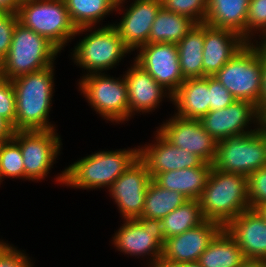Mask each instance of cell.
Returning <instances> with one entry per match:
<instances>
[{"label": "cell", "mask_w": 266, "mask_h": 267, "mask_svg": "<svg viewBox=\"0 0 266 267\" xmlns=\"http://www.w3.org/2000/svg\"><path fill=\"white\" fill-rule=\"evenodd\" d=\"M257 36L259 37L257 38ZM246 41L266 42V0H250L249 2Z\"/></svg>", "instance_id": "32"}, {"label": "cell", "mask_w": 266, "mask_h": 267, "mask_svg": "<svg viewBox=\"0 0 266 267\" xmlns=\"http://www.w3.org/2000/svg\"><path fill=\"white\" fill-rule=\"evenodd\" d=\"M195 24L190 17L176 14L162 6L152 24L148 43L178 44Z\"/></svg>", "instance_id": "26"}, {"label": "cell", "mask_w": 266, "mask_h": 267, "mask_svg": "<svg viewBox=\"0 0 266 267\" xmlns=\"http://www.w3.org/2000/svg\"><path fill=\"white\" fill-rule=\"evenodd\" d=\"M256 210L259 212V214L263 217V219L266 221V204L260 205L256 208Z\"/></svg>", "instance_id": "45"}, {"label": "cell", "mask_w": 266, "mask_h": 267, "mask_svg": "<svg viewBox=\"0 0 266 267\" xmlns=\"http://www.w3.org/2000/svg\"><path fill=\"white\" fill-rule=\"evenodd\" d=\"M174 114L185 119H200L210 111L208 76L188 78L172 95Z\"/></svg>", "instance_id": "22"}, {"label": "cell", "mask_w": 266, "mask_h": 267, "mask_svg": "<svg viewBox=\"0 0 266 267\" xmlns=\"http://www.w3.org/2000/svg\"><path fill=\"white\" fill-rule=\"evenodd\" d=\"M204 23L194 27L177 44L182 76L203 78Z\"/></svg>", "instance_id": "25"}, {"label": "cell", "mask_w": 266, "mask_h": 267, "mask_svg": "<svg viewBox=\"0 0 266 267\" xmlns=\"http://www.w3.org/2000/svg\"><path fill=\"white\" fill-rule=\"evenodd\" d=\"M250 0H208L204 23L230 29L246 40V22Z\"/></svg>", "instance_id": "24"}, {"label": "cell", "mask_w": 266, "mask_h": 267, "mask_svg": "<svg viewBox=\"0 0 266 267\" xmlns=\"http://www.w3.org/2000/svg\"><path fill=\"white\" fill-rule=\"evenodd\" d=\"M156 128V131L173 146L197 155L205 163H214L217 142L203 128L199 119H185L174 114Z\"/></svg>", "instance_id": "12"}, {"label": "cell", "mask_w": 266, "mask_h": 267, "mask_svg": "<svg viewBox=\"0 0 266 267\" xmlns=\"http://www.w3.org/2000/svg\"><path fill=\"white\" fill-rule=\"evenodd\" d=\"M60 51L45 37L17 22L7 56L1 61V78L13 80L53 64Z\"/></svg>", "instance_id": "5"}, {"label": "cell", "mask_w": 266, "mask_h": 267, "mask_svg": "<svg viewBox=\"0 0 266 267\" xmlns=\"http://www.w3.org/2000/svg\"><path fill=\"white\" fill-rule=\"evenodd\" d=\"M17 22V13L0 11V63L8 54Z\"/></svg>", "instance_id": "37"}, {"label": "cell", "mask_w": 266, "mask_h": 267, "mask_svg": "<svg viewBox=\"0 0 266 267\" xmlns=\"http://www.w3.org/2000/svg\"><path fill=\"white\" fill-rule=\"evenodd\" d=\"M24 164V180L42 181L61 155L62 139L57 130L15 131Z\"/></svg>", "instance_id": "11"}, {"label": "cell", "mask_w": 266, "mask_h": 267, "mask_svg": "<svg viewBox=\"0 0 266 267\" xmlns=\"http://www.w3.org/2000/svg\"><path fill=\"white\" fill-rule=\"evenodd\" d=\"M152 181L147 165L138 157L107 190L109 197L124 219H135L142 215L148 185Z\"/></svg>", "instance_id": "13"}, {"label": "cell", "mask_w": 266, "mask_h": 267, "mask_svg": "<svg viewBox=\"0 0 266 267\" xmlns=\"http://www.w3.org/2000/svg\"><path fill=\"white\" fill-rule=\"evenodd\" d=\"M77 81L80 95L102 119L115 125L129 121L127 83L123 75L116 78L106 72L91 73Z\"/></svg>", "instance_id": "8"}, {"label": "cell", "mask_w": 266, "mask_h": 267, "mask_svg": "<svg viewBox=\"0 0 266 267\" xmlns=\"http://www.w3.org/2000/svg\"><path fill=\"white\" fill-rule=\"evenodd\" d=\"M151 143L139 145V158L147 165L152 178L162 172L202 166L197 155L170 144L157 131Z\"/></svg>", "instance_id": "19"}, {"label": "cell", "mask_w": 266, "mask_h": 267, "mask_svg": "<svg viewBox=\"0 0 266 267\" xmlns=\"http://www.w3.org/2000/svg\"><path fill=\"white\" fill-rule=\"evenodd\" d=\"M116 4H118V3H121V2H123V1H127V0H113Z\"/></svg>", "instance_id": "46"}, {"label": "cell", "mask_w": 266, "mask_h": 267, "mask_svg": "<svg viewBox=\"0 0 266 267\" xmlns=\"http://www.w3.org/2000/svg\"><path fill=\"white\" fill-rule=\"evenodd\" d=\"M266 108V42H262V87L258 104L259 114Z\"/></svg>", "instance_id": "39"}, {"label": "cell", "mask_w": 266, "mask_h": 267, "mask_svg": "<svg viewBox=\"0 0 266 267\" xmlns=\"http://www.w3.org/2000/svg\"><path fill=\"white\" fill-rule=\"evenodd\" d=\"M14 133L13 125L0 116V143L13 139Z\"/></svg>", "instance_id": "40"}, {"label": "cell", "mask_w": 266, "mask_h": 267, "mask_svg": "<svg viewBox=\"0 0 266 267\" xmlns=\"http://www.w3.org/2000/svg\"><path fill=\"white\" fill-rule=\"evenodd\" d=\"M246 259L266 261V221L256 209L243 211L224 227Z\"/></svg>", "instance_id": "20"}, {"label": "cell", "mask_w": 266, "mask_h": 267, "mask_svg": "<svg viewBox=\"0 0 266 267\" xmlns=\"http://www.w3.org/2000/svg\"><path fill=\"white\" fill-rule=\"evenodd\" d=\"M213 164L156 174L152 180L160 187L182 193L187 199L198 200L206 186Z\"/></svg>", "instance_id": "23"}, {"label": "cell", "mask_w": 266, "mask_h": 267, "mask_svg": "<svg viewBox=\"0 0 266 267\" xmlns=\"http://www.w3.org/2000/svg\"><path fill=\"white\" fill-rule=\"evenodd\" d=\"M157 267H166V266L159 265ZM168 267H203V266L198 261H193V262H182Z\"/></svg>", "instance_id": "43"}, {"label": "cell", "mask_w": 266, "mask_h": 267, "mask_svg": "<svg viewBox=\"0 0 266 267\" xmlns=\"http://www.w3.org/2000/svg\"><path fill=\"white\" fill-rule=\"evenodd\" d=\"M259 128L266 135V108L260 113Z\"/></svg>", "instance_id": "44"}, {"label": "cell", "mask_w": 266, "mask_h": 267, "mask_svg": "<svg viewBox=\"0 0 266 267\" xmlns=\"http://www.w3.org/2000/svg\"><path fill=\"white\" fill-rule=\"evenodd\" d=\"M0 116L8 120L15 130L16 97L11 80L0 78Z\"/></svg>", "instance_id": "36"}, {"label": "cell", "mask_w": 266, "mask_h": 267, "mask_svg": "<svg viewBox=\"0 0 266 267\" xmlns=\"http://www.w3.org/2000/svg\"><path fill=\"white\" fill-rule=\"evenodd\" d=\"M18 22L45 37L60 52L77 32L64 0H22Z\"/></svg>", "instance_id": "6"}, {"label": "cell", "mask_w": 266, "mask_h": 267, "mask_svg": "<svg viewBox=\"0 0 266 267\" xmlns=\"http://www.w3.org/2000/svg\"><path fill=\"white\" fill-rule=\"evenodd\" d=\"M133 60L173 95L185 81L177 44L147 43L136 50Z\"/></svg>", "instance_id": "15"}, {"label": "cell", "mask_w": 266, "mask_h": 267, "mask_svg": "<svg viewBox=\"0 0 266 267\" xmlns=\"http://www.w3.org/2000/svg\"><path fill=\"white\" fill-rule=\"evenodd\" d=\"M127 2L116 5L115 12L122 17L119 22H113V26L125 46L135 53L138 48L148 43L152 24L162 7V0H132V3L126 6Z\"/></svg>", "instance_id": "16"}, {"label": "cell", "mask_w": 266, "mask_h": 267, "mask_svg": "<svg viewBox=\"0 0 266 267\" xmlns=\"http://www.w3.org/2000/svg\"><path fill=\"white\" fill-rule=\"evenodd\" d=\"M123 224L112 236L115 251H120L130 257L147 258L146 267L160 265L165 237L162 232V222L159 219L137 217L124 219ZM149 263V264H148Z\"/></svg>", "instance_id": "9"}, {"label": "cell", "mask_w": 266, "mask_h": 267, "mask_svg": "<svg viewBox=\"0 0 266 267\" xmlns=\"http://www.w3.org/2000/svg\"><path fill=\"white\" fill-rule=\"evenodd\" d=\"M247 180L250 208L266 204V166L252 172Z\"/></svg>", "instance_id": "34"}, {"label": "cell", "mask_w": 266, "mask_h": 267, "mask_svg": "<svg viewBox=\"0 0 266 267\" xmlns=\"http://www.w3.org/2000/svg\"><path fill=\"white\" fill-rule=\"evenodd\" d=\"M259 117L256 105L249 101L236 100L225 108L209 111L199 120L203 128L218 142L258 130Z\"/></svg>", "instance_id": "14"}, {"label": "cell", "mask_w": 266, "mask_h": 267, "mask_svg": "<svg viewBox=\"0 0 266 267\" xmlns=\"http://www.w3.org/2000/svg\"><path fill=\"white\" fill-rule=\"evenodd\" d=\"M236 100L257 106L262 87V42H248L215 75Z\"/></svg>", "instance_id": "7"}, {"label": "cell", "mask_w": 266, "mask_h": 267, "mask_svg": "<svg viewBox=\"0 0 266 267\" xmlns=\"http://www.w3.org/2000/svg\"><path fill=\"white\" fill-rule=\"evenodd\" d=\"M72 23L76 28L110 26L113 23L102 24L105 17L116 11L113 0H64Z\"/></svg>", "instance_id": "28"}, {"label": "cell", "mask_w": 266, "mask_h": 267, "mask_svg": "<svg viewBox=\"0 0 266 267\" xmlns=\"http://www.w3.org/2000/svg\"><path fill=\"white\" fill-rule=\"evenodd\" d=\"M265 260L246 259L239 267H265Z\"/></svg>", "instance_id": "42"}, {"label": "cell", "mask_w": 266, "mask_h": 267, "mask_svg": "<svg viewBox=\"0 0 266 267\" xmlns=\"http://www.w3.org/2000/svg\"><path fill=\"white\" fill-rule=\"evenodd\" d=\"M83 34L85 36L76 42L69 55L73 63L84 70L82 76L112 70L132 53L113 25L77 28L75 37Z\"/></svg>", "instance_id": "4"}, {"label": "cell", "mask_w": 266, "mask_h": 267, "mask_svg": "<svg viewBox=\"0 0 266 267\" xmlns=\"http://www.w3.org/2000/svg\"><path fill=\"white\" fill-rule=\"evenodd\" d=\"M3 241L0 244V267H34L35 262L24 250Z\"/></svg>", "instance_id": "35"}, {"label": "cell", "mask_w": 266, "mask_h": 267, "mask_svg": "<svg viewBox=\"0 0 266 267\" xmlns=\"http://www.w3.org/2000/svg\"><path fill=\"white\" fill-rule=\"evenodd\" d=\"M247 43L235 31L204 23L203 77L215 75Z\"/></svg>", "instance_id": "21"}, {"label": "cell", "mask_w": 266, "mask_h": 267, "mask_svg": "<svg viewBox=\"0 0 266 267\" xmlns=\"http://www.w3.org/2000/svg\"><path fill=\"white\" fill-rule=\"evenodd\" d=\"M266 166V135L260 130L217 142L213 167L225 173L248 177Z\"/></svg>", "instance_id": "10"}, {"label": "cell", "mask_w": 266, "mask_h": 267, "mask_svg": "<svg viewBox=\"0 0 266 267\" xmlns=\"http://www.w3.org/2000/svg\"><path fill=\"white\" fill-rule=\"evenodd\" d=\"M208 86L210 89V111L220 110L236 101L229 90L214 76H208Z\"/></svg>", "instance_id": "38"}, {"label": "cell", "mask_w": 266, "mask_h": 267, "mask_svg": "<svg viewBox=\"0 0 266 267\" xmlns=\"http://www.w3.org/2000/svg\"><path fill=\"white\" fill-rule=\"evenodd\" d=\"M208 0H162V6L176 14L190 17L196 23H204Z\"/></svg>", "instance_id": "33"}, {"label": "cell", "mask_w": 266, "mask_h": 267, "mask_svg": "<svg viewBox=\"0 0 266 267\" xmlns=\"http://www.w3.org/2000/svg\"><path fill=\"white\" fill-rule=\"evenodd\" d=\"M139 157V146L116 150H99L77 159L61 173L55 182L82 190H100L111 187L113 182L124 173Z\"/></svg>", "instance_id": "1"}, {"label": "cell", "mask_w": 266, "mask_h": 267, "mask_svg": "<svg viewBox=\"0 0 266 267\" xmlns=\"http://www.w3.org/2000/svg\"><path fill=\"white\" fill-rule=\"evenodd\" d=\"M246 258L239 245L223 228L201 254L203 267H239Z\"/></svg>", "instance_id": "27"}, {"label": "cell", "mask_w": 266, "mask_h": 267, "mask_svg": "<svg viewBox=\"0 0 266 267\" xmlns=\"http://www.w3.org/2000/svg\"><path fill=\"white\" fill-rule=\"evenodd\" d=\"M6 178L24 180L21 149L13 139L0 143V185Z\"/></svg>", "instance_id": "31"}, {"label": "cell", "mask_w": 266, "mask_h": 267, "mask_svg": "<svg viewBox=\"0 0 266 267\" xmlns=\"http://www.w3.org/2000/svg\"><path fill=\"white\" fill-rule=\"evenodd\" d=\"M55 65L11 80L16 97L15 131L57 130L49 121Z\"/></svg>", "instance_id": "2"}, {"label": "cell", "mask_w": 266, "mask_h": 267, "mask_svg": "<svg viewBox=\"0 0 266 267\" xmlns=\"http://www.w3.org/2000/svg\"><path fill=\"white\" fill-rule=\"evenodd\" d=\"M222 229L220 223L204 220L196 227L167 238L163 245L160 265L168 267L182 262L198 261Z\"/></svg>", "instance_id": "17"}, {"label": "cell", "mask_w": 266, "mask_h": 267, "mask_svg": "<svg viewBox=\"0 0 266 267\" xmlns=\"http://www.w3.org/2000/svg\"><path fill=\"white\" fill-rule=\"evenodd\" d=\"M187 200L182 193L164 189L152 180L147 188L144 209L140 217L162 220Z\"/></svg>", "instance_id": "29"}, {"label": "cell", "mask_w": 266, "mask_h": 267, "mask_svg": "<svg viewBox=\"0 0 266 267\" xmlns=\"http://www.w3.org/2000/svg\"><path fill=\"white\" fill-rule=\"evenodd\" d=\"M131 61L130 67L123 73L127 83L129 120L136 114H151L166 98L172 102V95L134 60Z\"/></svg>", "instance_id": "18"}, {"label": "cell", "mask_w": 266, "mask_h": 267, "mask_svg": "<svg viewBox=\"0 0 266 267\" xmlns=\"http://www.w3.org/2000/svg\"><path fill=\"white\" fill-rule=\"evenodd\" d=\"M198 201L204 219L218 222L224 227L250 209L247 177L212 167Z\"/></svg>", "instance_id": "3"}, {"label": "cell", "mask_w": 266, "mask_h": 267, "mask_svg": "<svg viewBox=\"0 0 266 267\" xmlns=\"http://www.w3.org/2000/svg\"><path fill=\"white\" fill-rule=\"evenodd\" d=\"M22 0H0V11L17 13Z\"/></svg>", "instance_id": "41"}, {"label": "cell", "mask_w": 266, "mask_h": 267, "mask_svg": "<svg viewBox=\"0 0 266 267\" xmlns=\"http://www.w3.org/2000/svg\"><path fill=\"white\" fill-rule=\"evenodd\" d=\"M204 220L199 201L188 199L161 220L162 232L167 239L198 226Z\"/></svg>", "instance_id": "30"}]
</instances>
